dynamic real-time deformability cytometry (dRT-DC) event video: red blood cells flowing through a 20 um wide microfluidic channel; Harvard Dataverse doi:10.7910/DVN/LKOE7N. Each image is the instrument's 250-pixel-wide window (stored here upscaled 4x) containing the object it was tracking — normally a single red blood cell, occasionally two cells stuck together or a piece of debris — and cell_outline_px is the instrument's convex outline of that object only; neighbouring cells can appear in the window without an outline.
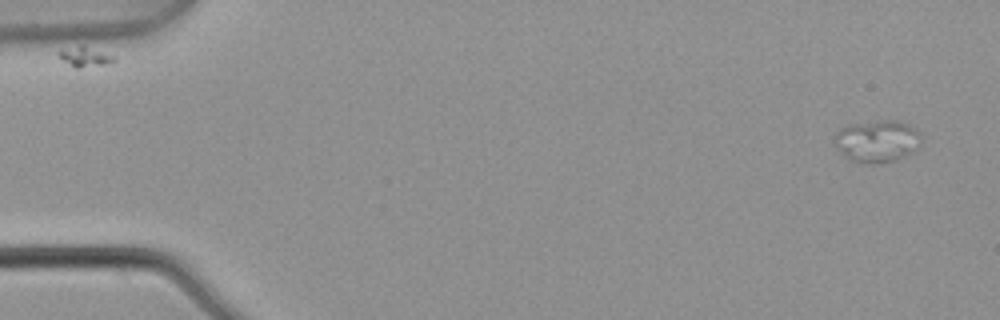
{"species": "common noctule bat (a hibernating species)", "species_latin": "Nyctalus noctula", "temperature_condition": "warm", "stored_images_in_passage": 8, "camera_frame_rate_fps": 3000, "um_per_image_px": 0.085, "animal": {"sex": "male", "body_mass_g": 21.5, "forearm_length_mm": 52.0}, "frame": {"image": 1, "passage_image": 1, "time_ms": 0.0, "image_size_px": [1000, 320], "cell_outline_px": [[924, 136], [920, 144], [912, 152], [896, 160], [876, 164], [864, 164], [852, 160], [836, 148], [832, 136], [844, 124], [880, 120], [900, 120], [916, 128]], "centroid_in_image_um": [74.56, 11.97], "position_along_channel_um": 10.4, "area_um2": 21.91}}
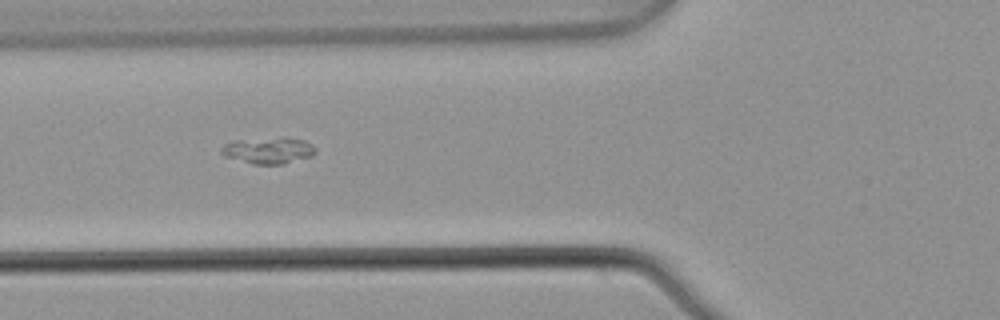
{"frame": {"image": 2, "passage_image": 5, "time_ms": 1.333, "image_size_px": [1000, 320], "cell_outline_px": [[316, 152], [312, 156], [284, 164], [252, 164], [224, 156], [220, 152], [220, 148], [224, 144], [232, 140], [284, 136], [304, 140], [312, 144], [316, 148]], "centroid_in_image_um": [22.81, 12.76], "position_along_channel_um": 103.0, "area_um2": 14.91}}
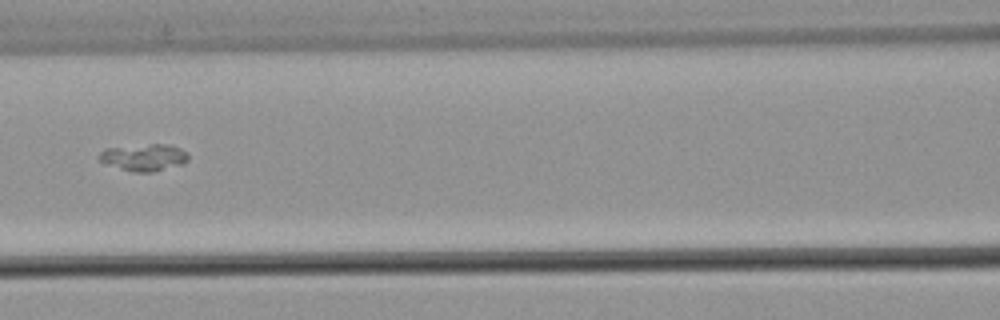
{"frame": {"image": 3, "passage_image": 6, "time_ms": 1.667, "image_size_px": [1000, 320], "cell_outline_px": [[188, 160], [184, 164], [152, 172], [132, 172], [108, 164], [100, 160], [96, 156], [104, 148], [152, 144], [164, 144], [180, 148], [188, 156]], "centroid_in_image_um": [12.22, 13.38], "position_along_channel_um": 154.4, "area_um2": 13.87}}